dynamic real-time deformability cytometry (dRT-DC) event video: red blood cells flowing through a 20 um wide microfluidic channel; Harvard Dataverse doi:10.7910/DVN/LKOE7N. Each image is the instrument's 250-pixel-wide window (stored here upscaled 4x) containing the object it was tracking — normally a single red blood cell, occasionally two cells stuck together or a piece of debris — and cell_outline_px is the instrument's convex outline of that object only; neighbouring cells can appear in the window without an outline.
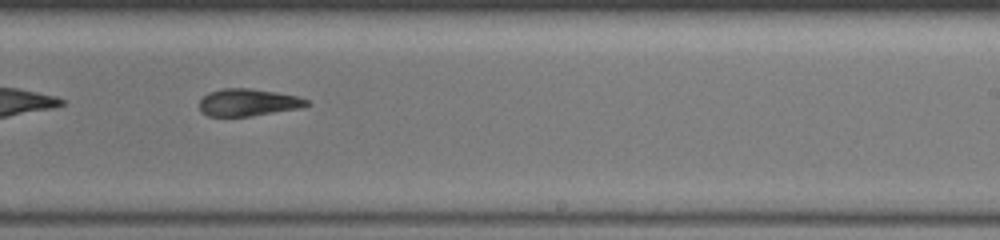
{"species": "common noctule bat (a hibernating species)", "species_latin": "Nyctalus noctula", "temperature_condition": "warm", "stored_images_in_passage": 33, "camera_frame_rate_fps": 3000, "um_per_image_px": 0.085, "animal": {"sex": "female", "body_mass_g": 19.5, "forearm_length_mm": 54.1}, "frame": {"image": 1, "passage_image": 15, "time_ms": 5.0, "image_size_px": [1000, 240], "cell_outline_px": [[308, 104], [296, 108], [252, 116], [208, 116], [200, 112], [200, 100], [208, 92], [224, 88], [248, 88], [276, 92], [296, 96], [308, 100]], "centroid_in_image_um": [21.01, 8.7], "position_along_channel_um": 268.0, "area_um2": 16.76}}
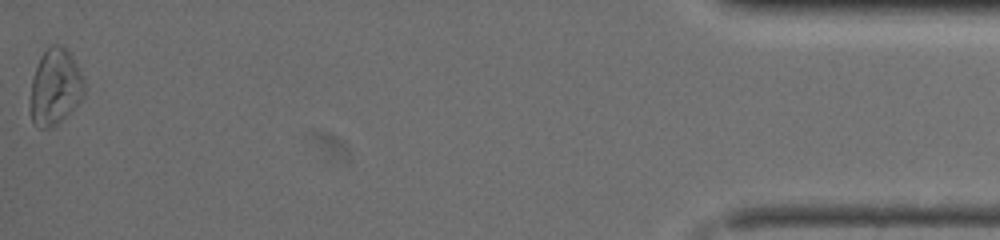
{"frame": {"image": 2, "passage_image": 33, "time_ms": 11.0, "image_size_px": [1000, 240], "cell_outline_px": [[84, 96], [56, 124], [48, 128], [40, 128], [32, 120], [32, 80], [40, 56], [52, 44], [56, 44], [64, 48], [68, 52], [80, 72], [84, 80]], "centroid_in_image_um": [4.7, 7.38], "position_along_channel_um": 430.5, "area_um2": 22.89}, "authors_computed_cell_mechanics": {"area_um2": 17.9758, "velocity_mm_per_s": 4.0973, "shape_relaxation_time_tau1_ms": null, "shape_relaxation_time_tau2_ms": 6.7779, "deformation_change_tau1": null, "deformation_change_tau2": 0.1937}}